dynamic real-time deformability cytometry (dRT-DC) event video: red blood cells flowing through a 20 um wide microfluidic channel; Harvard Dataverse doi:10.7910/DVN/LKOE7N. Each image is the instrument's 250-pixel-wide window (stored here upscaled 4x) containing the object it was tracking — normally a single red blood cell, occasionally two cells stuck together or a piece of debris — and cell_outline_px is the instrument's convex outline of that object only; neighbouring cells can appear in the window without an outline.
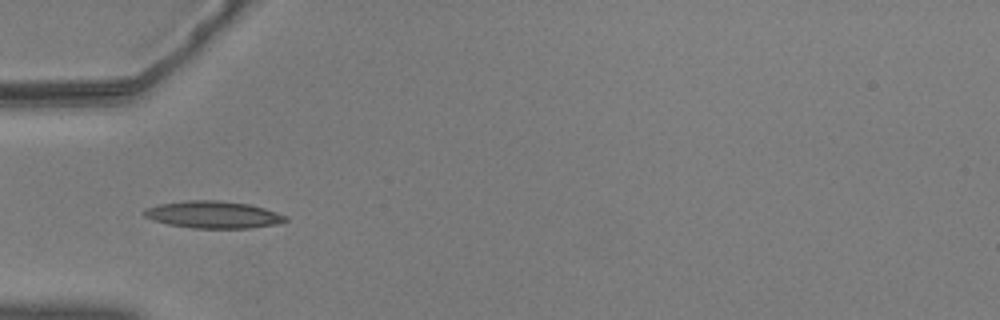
{"species": "common noctule bat (a hibernating species)", "species_latin": "Nyctalus noctula", "temperature_condition": "warm", "stored_images_in_passage": 38, "camera_frame_rate_fps": 3000, "um_per_image_px": 0.085, "animal": {"sex": "male", "body_mass_g": 20.5, "forearm_length_mm": 52.5}, "frame": {"image": 1, "passage_image": 1, "time_ms": 0.0, "image_size_px": [1000, 320], "cell_outline_px": [[288, 220], [276, 224], [252, 228], [192, 228], [168, 224], [152, 220], [144, 216], [140, 212], [144, 208], [156, 204], [184, 200], [220, 200], [248, 204], [264, 208], [288, 216]], "centroid_in_image_um": [18.07, 18.24], "position_along_channel_um": 66.9, "area_um2": 22.66}}
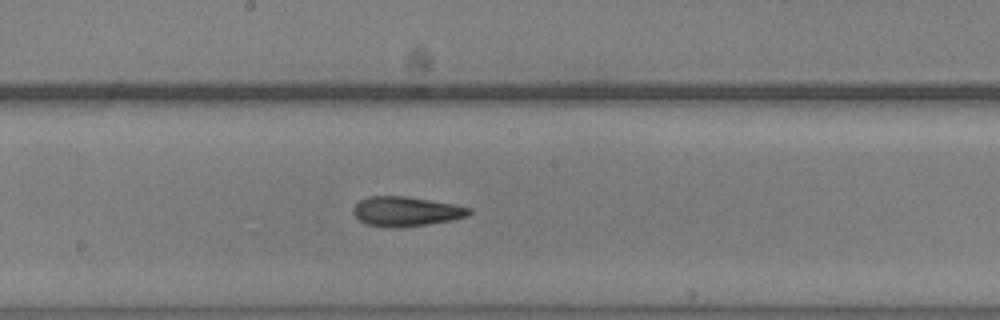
{"frame": {"image": 2, "passage_image": 13, "time_ms": 4.0, "image_size_px": [1000, 320], "cell_outline_px": [[472, 212], [468, 216], [452, 220], [400, 228], [392, 228], [368, 224], [360, 220], [352, 212], [352, 208], [360, 200], [368, 196], [408, 196], [452, 204], [472, 208]], "centroid_in_image_um": [34.52, 17.97], "position_along_channel_um": 213.7, "area_um2": 20.0}}
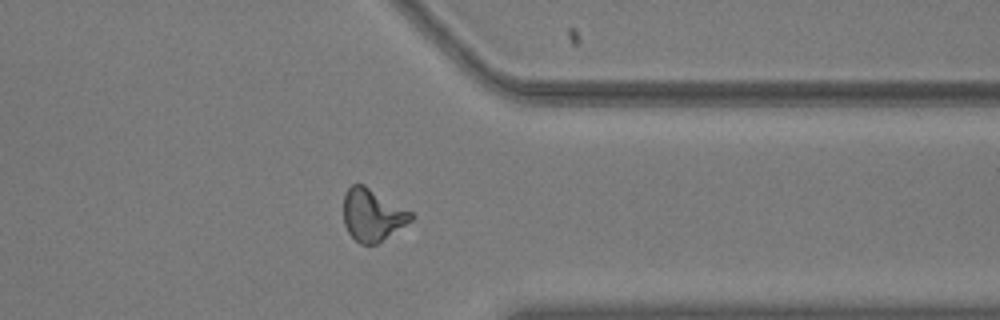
{"frame": {"image": 3, "passage_image": 27, "time_ms": 8.667, "image_size_px": [1000, 320], "cell_outline_px": [[412, 220], [376, 244], [360, 244], [348, 232], [344, 224], [344, 192], [352, 184], [364, 184], [412, 212]], "centroid_in_image_um": [31.63, 18.25], "position_along_channel_um": 379.8, "area_um2": 20.29}, "authors_computed_cell_mechanics": {"area_um2": 20.0855, "velocity_mm_per_s": 3.6681, "shape_relaxation_time_tau1_ms": 6.3126, "shape_relaxation_time_tau2_ms": 2.5187, "deformation_change_tau1": 0.2089, "deformation_change_tau2": 0.1189}}